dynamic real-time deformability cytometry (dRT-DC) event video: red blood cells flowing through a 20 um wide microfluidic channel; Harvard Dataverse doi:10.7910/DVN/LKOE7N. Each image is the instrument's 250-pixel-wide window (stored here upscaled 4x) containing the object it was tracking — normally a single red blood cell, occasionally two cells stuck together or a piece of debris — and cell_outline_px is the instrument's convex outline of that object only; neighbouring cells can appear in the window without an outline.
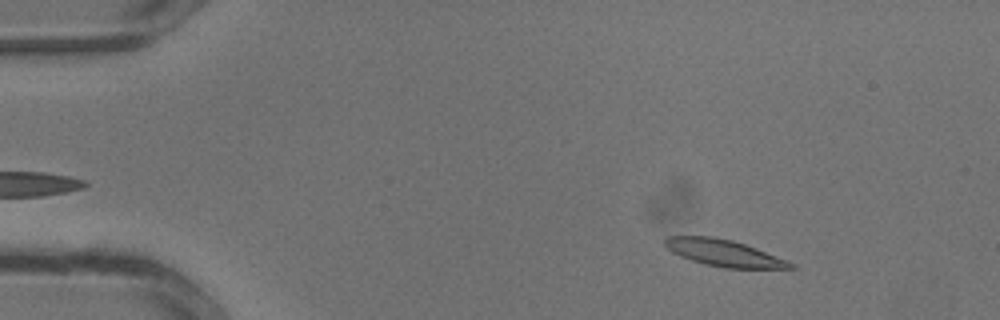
{"species": "common noctule bat (a hibernating species)", "species_latin": "Nyctalus noctula", "temperature_condition": "warm", "stored_images_in_passage": 12, "camera_frame_rate_fps": 3000, "um_per_image_px": 0.085, "animal": {"sex": "male", "body_mass_g": 13.3}, "frame": {"image": 1, "passage_image": 4, "time_ms": 1.0, "image_size_px": [1000, 320], "cell_outline_px": [[796, 268], [724, 268], [704, 264], [680, 256], [672, 252], [664, 244], [664, 240], [668, 236], [712, 236], [732, 240], [756, 248], [788, 260], [796, 264]], "centroid_in_image_um": [61.55, 21.5], "position_along_channel_um": 23.5, "area_um2": 19.48}}
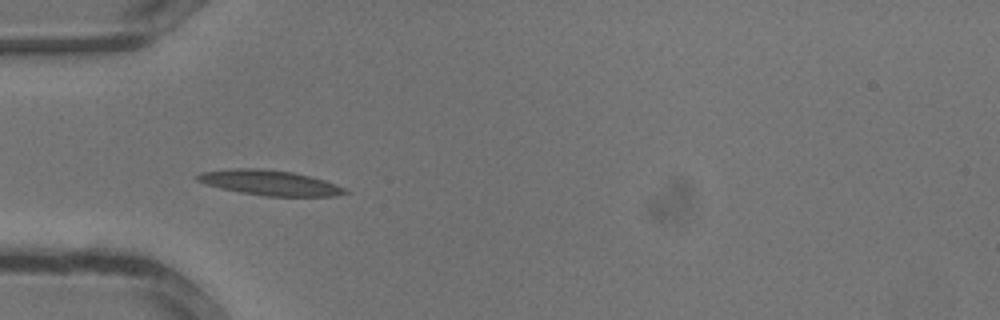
{"frame": {"image": 2, "passage_image": 10, "time_ms": 3.0, "image_size_px": [1000, 320], "cell_outline_px": [[352, 192], [336, 196], [264, 196], [240, 192], [220, 188], [204, 184], [196, 180], [196, 176], [200, 172], [232, 168], [256, 168], [292, 172], [324, 180], [344, 188]], "centroid_in_image_um": [22.9, 15.54], "position_along_channel_um": 62.1, "area_um2": 21.56}}
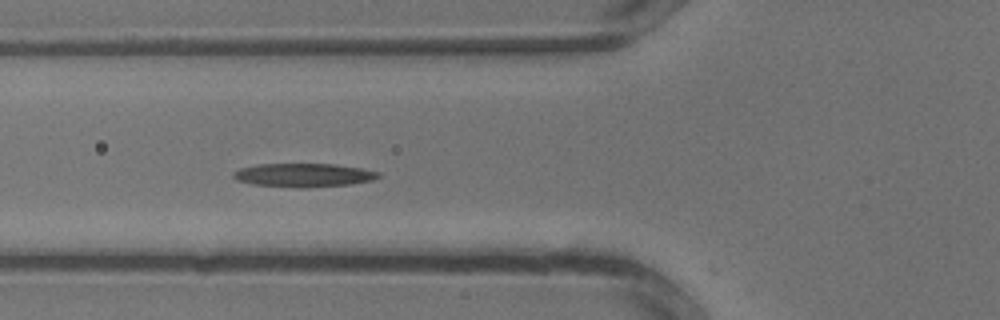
{"frame": {"image": 3, "passage_image": 12, "time_ms": 3.667, "image_size_px": [1000, 320], "cell_outline_px": [[380, 176], [372, 180], [352, 184], [304, 188], [300, 188], [252, 184], [236, 180], [232, 176], [232, 172], [240, 168], [256, 164], [336, 164], [364, 168], [380, 172]], "centroid_in_image_um": [25.81, 14.88], "position_along_channel_um": 100.0, "area_um2": 20.17}}